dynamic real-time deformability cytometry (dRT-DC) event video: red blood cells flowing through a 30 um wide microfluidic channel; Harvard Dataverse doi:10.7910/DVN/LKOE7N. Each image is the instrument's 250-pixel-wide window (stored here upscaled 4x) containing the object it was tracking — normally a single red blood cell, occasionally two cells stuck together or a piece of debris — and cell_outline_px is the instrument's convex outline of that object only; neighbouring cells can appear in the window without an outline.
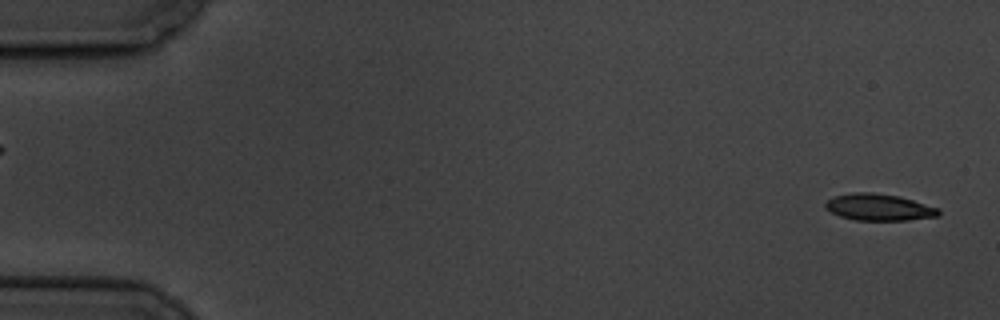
{"species": "common noctule bat (a hibernating species)", "species_latin": "Nyctalus noctula", "temperature_condition": "cold", "stored_images_in_passage": 9, "camera_frame_rate_fps": 3000, "um_per_image_px": 0.085, "animal": {"sex": "male", "body_mass_g": 19.5, "forearm_length_mm": 54.6}, "frame": {"image": 1, "passage_image": 1, "time_ms": 0.0, "image_size_px": [1000, 320], "cell_outline_px": [[940, 216], [908, 220], [856, 220], [840, 216], [824, 208], [824, 204], [828, 200], [836, 196], [852, 192], [872, 192], [900, 196], [940, 208]], "centroid_in_image_um": [74.74, 17.61], "position_along_channel_um": 10.3, "area_um2": 17.69}}
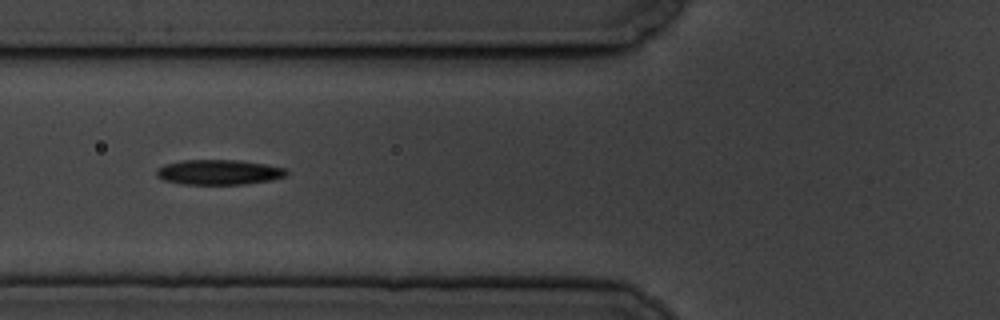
{"frame": {"image": 2, "passage_image": 6, "time_ms": 6.667, "image_size_px": [1000, 320], "cell_outline_px": [[288, 172], [284, 176], [268, 180], [244, 184], [184, 184], [164, 180], [156, 176], [156, 168], [164, 164], [184, 160], [236, 160], [264, 164], [288, 168]], "centroid_in_image_um": [18.57, 14.63], "position_along_channel_um": 107.2, "area_um2": 18.84}}
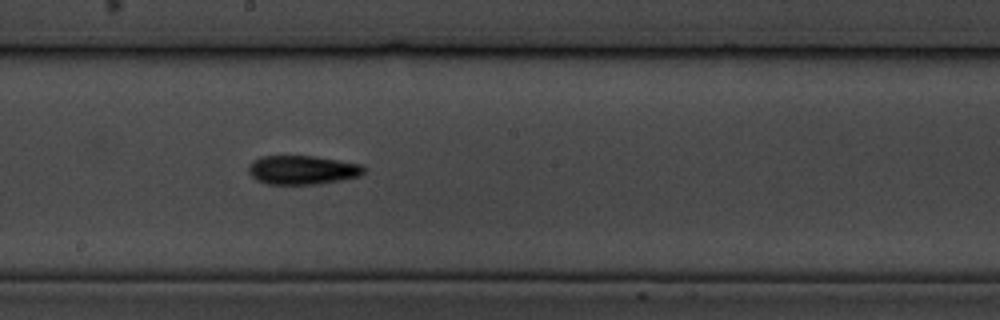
{"frame": {"image": 3, "passage_image": 9, "time_ms": 10.0, "image_size_px": [1000, 320], "cell_outline_px": [[364, 172], [360, 176], [320, 184], [268, 184], [256, 180], [248, 172], [248, 168], [252, 160], [260, 156], [316, 156], [340, 160], [360, 164], [364, 168]], "centroid_in_image_um": [25.68, 14.44], "position_along_channel_um": 222.5, "area_um2": 19.54}}